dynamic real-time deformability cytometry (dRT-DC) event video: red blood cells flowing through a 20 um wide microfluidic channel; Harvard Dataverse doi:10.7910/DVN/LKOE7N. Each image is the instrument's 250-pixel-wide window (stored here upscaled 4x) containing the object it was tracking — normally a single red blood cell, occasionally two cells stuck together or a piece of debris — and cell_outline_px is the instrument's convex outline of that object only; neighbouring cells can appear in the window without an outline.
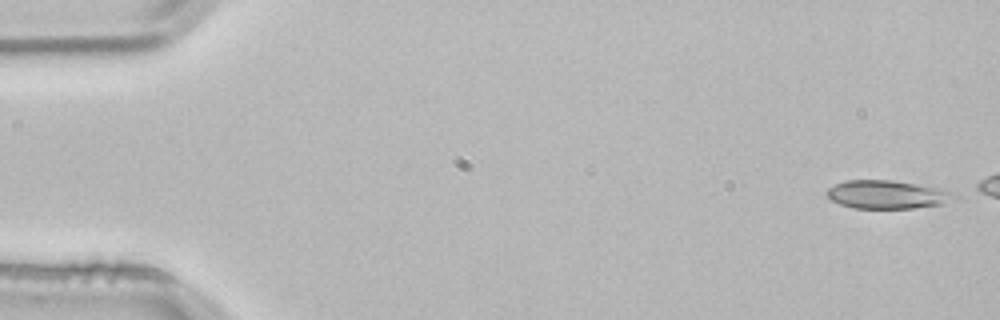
{"species": "common noctule bat (a hibernating species)", "species_latin": "Nyctalus noctula", "temperature_condition": "room temperature", "stored_images_in_passage": 3, "camera_frame_rate_fps": 3000, "um_per_image_px": 0.085, "animal": {"sex": "male", "body_mass_g": 21.5, "forearm_length_mm": 52.0}, "frame": {"image": 1, "passage_image": 1, "time_ms": 0.0, "image_size_px": [1000, 320], "cell_outline_px": [[956, 196], [944, 204], [912, 208], [852, 208], [840, 204], [832, 200], [824, 192], [828, 188], [844, 180], [892, 180], [940, 188], [956, 192]], "centroid_in_image_um": [75.4, 16.53], "position_along_channel_um": 9.6, "area_um2": 21.04}}